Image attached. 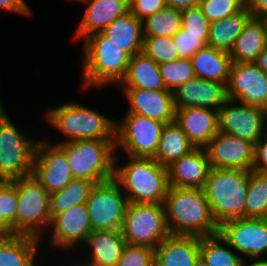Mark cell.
<instances>
[{
  "label": "cell",
  "mask_w": 267,
  "mask_h": 266,
  "mask_svg": "<svg viewBox=\"0 0 267 266\" xmlns=\"http://www.w3.org/2000/svg\"><path fill=\"white\" fill-rule=\"evenodd\" d=\"M163 206L171 234L205 237L219 233L203 189L169 186Z\"/></svg>",
  "instance_id": "obj_1"
},
{
  "label": "cell",
  "mask_w": 267,
  "mask_h": 266,
  "mask_svg": "<svg viewBox=\"0 0 267 266\" xmlns=\"http://www.w3.org/2000/svg\"><path fill=\"white\" fill-rule=\"evenodd\" d=\"M121 167L114 165L113 179L126 190L129 203L163 204L169 188L168 169L154 158L130 157Z\"/></svg>",
  "instance_id": "obj_2"
},
{
  "label": "cell",
  "mask_w": 267,
  "mask_h": 266,
  "mask_svg": "<svg viewBox=\"0 0 267 266\" xmlns=\"http://www.w3.org/2000/svg\"><path fill=\"white\" fill-rule=\"evenodd\" d=\"M249 171L211 168L203 188L213 218L224 222L245 218Z\"/></svg>",
  "instance_id": "obj_3"
},
{
  "label": "cell",
  "mask_w": 267,
  "mask_h": 266,
  "mask_svg": "<svg viewBox=\"0 0 267 266\" xmlns=\"http://www.w3.org/2000/svg\"><path fill=\"white\" fill-rule=\"evenodd\" d=\"M84 40L83 86L89 88L101 87L108 82L120 83L126 75L130 56L103 32L91 34Z\"/></svg>",
  "instance_id": "obj_4"
},
{
  "label": "cell",
  "mask_w": 267,
  "mask_h": 266,
  "mask_svg": "<svg viewBox=\"0 0 267 266\" xmlns=\"http://www.w3.org/2000/svg\"><path fill=\"white\" fill-rule=\"evenodd\" d=\"M66 155L72 175L96 184L114 177L115 140H76L55 143Z\"/></svg>",
  "instance_id": "obj_5"
},
{
  "label": "cell",
  "mask_w": 267,
  "mask_h": 266,
  "mask_svg": "<svg viewBox=\"0 0 267 266\" xmlns=\"http://www.w3.org/2000/svg\"><path fill=\"white\" fill-rule=\"evenodd\" d=\"M47 119L68 139L115 140L116 123L103 114L79 103H68L49 110Z\"/></svg>",
  "instance_id": "obj_6"
},
{
  "label": "cell",
  "mask_w": 267,
  "mask_h": 266,
  "mask_svg": "<svg viewBox=\"0 0 267 266\" xmlns=\"http://www.w3.org/2000/svg\"><path fill=\"white\" fill-rule=\"evenodd\" d=\"M50 195L33 174L17 178L16 235L42 238L51 223Z\"/></svg>",
  "instance_id": "obj_7"
},
{
  "label": "cell",
  "mask_w": 267,
  "mask_h": 266,
  "mask_svg": "<svg viewBox=\"0 0 267 266\" xmlns=\"http://www.w3.org/2000/svg\"><path fill=\"white\" fill-rule=\"evenodd\" d=\"M37 143L19 132L0 102V180L31 175Z\"/></svg>",
  "instance_id": "obj_8"
},
{
  "label": "cell",
  "mask_w": 267,
  "mask_h": 266,
  "mask_svg": "<svg viewBox=\"0 0 267 266\" xmlns=\"http://www.w3.org/2000/svg\"><path fill=\"white\" fill-rule=\"evenodd\" d=\"M121 231L126 243L153 249L171 234L163 204L128 203Z\"/></svg>",
  "instance_id": "obj_9"
},
{
  "label": "cell",
  "mask_w": 267,
  "mask_h": 266,
  "mask_svg": "<svg viewBox=\"0 0 267 266\" xmlns=\"http://www.w3.org/2000/svg\"><path fill=\"white\" fill-rule=\"evenodd\" d=\"M166 123L134 113H127L115 127V146H121L127 156L153 158Z\"/></svg>",
  "instance_id": "obj_10"
},
{
  "label": "cell",
  "mask_w": 267,
  "mask_h": 266,
  "mask_svg": "<svg viewBox=\"0 0 267 266\" xmlns=\"http://www.w3.org/2000/svg\"><path fill=\"white\" fill-rule=\"evenodd\" d=\"M114 180L95 184L86 202L92 230H121L128 199Z\"/></svg>",
  "instance_id": "obj_11"
},
{
  "label": "cell",
  "mask_w": 267,
  "mask_h": 266,
  "mask_svg": "<svg viewBox=\"0 0 267 266\" xmlns=\"http://www.w3.org/2000/svg\"><path fill=\"white\" fill-rule=\"evenodd\" d=\"M227 96L246 107L267 110V74L255 63L232 62Z\"/></svg>",
  "instance_id": "obj_12"
},
{
  "label": "cell",
  "mask_w": 267,
  "mask_h": 266,
  "mask_svg": "<svg viewBox=\"0 0 267 266\" xmlns=\"http://www.w3.org/2000/svg\"><path fill=\"white\" fill-rule=\"evenodd\" d=\"M222 243L256 258L267 252V218L245 217L224 222L219 226Z\"/></svg>",
  "instance_id": "obj_13"
},
{
  "label": "cell",
  "mask_w": 267,
  "mask_h": 266,
  "mask_svg": "<svg viewBox=\"0 0 267 266\" xmlns=\"http://www.w3.org/2000/svg\"><path fill=\"white\" fill-rule=\"evenodd\" d=\"M234 103V100L228 99L218 109L219 132L231 134L255 145L264 134L267 110L246 107L242 103L233 106Z\"/></svg>",
  "instance_id": "obj_14"
},
{
  "label": "cell",
  "mask_w": 267,
  "mask_h": 266,
  "mask_svg": "<svg viewBox=\"0 0 267 266\" xmlns=\"http://www.w3.org/2000/svg\"><path fill=\"white\" fill-rule=\"evenodd\" d=\"M32 174L50 194L74 179L65 153L56 144L41 141L37 143Z\"/></svg>",
  "instance_id": "obj_15"
},
{
  "label": "cell",
  "mask_w": 267,
  "mask_h": 266,
  "mask_svg": "<svg viewBox=\"0 0 267 266\" xmlns=\"http://www.w3.org/2000/svg\"><path fill=\"white\" fill-rule=\"evenodd\" d=\"M205 149L211 168L253 169L255 145L231 134L218 132Z\"/></svg>",
  "instance_id": "obj_16"
},
{
  "label": "cell",
  "mask_w": 267,
  "mask_h": 266,
  "mask_svg": "<svg viewBox=\"0 0 267 266\" xmlns=\"http://www.w3.org/2000/svg\"><path fill=\"white\" fill-rule=\"evenodd\" d=\"M172 94L175 109L200 107L218 111L228 100L226 84L196 77L177 87Z\"/></svg>",
  "instance_id": "obj_17"
},
{
  "label": "cell",
  "mask_w": 267,
  "mask_h": 266,
  "mask_svg": "<svg viewBox=\"0 0 267 266\" xmlns=\"http://www.w3.org/2000/svg\"><path fill=\"white\" fill-rule=\"evenodd\" d=\"M123 89L130 102L127 113L139 114L166 124L175 122V107L171 91Z\"/></svg>",
  "instance_id": "obj_18"
},
{
  "label": "cell",
  "mask_w": 267,
  "mask_h": 266,
  "mask_svg": "<svg viewBox=\"0 0 267 266\" xmlns=\"http://www.w3.org/2000/svg\"><path fill=\"white\" fill-rule=\"evenodd\" d=\"M175 122L194 148H206L219 132L218 111L200 107L175 109Z\"/></svg>",
  "instance_id": "obj_19"
},
{
  "label": "cell",
  "mask_w": 267,
  "mask_h": 266,
  "mask_svg": "<svg viewBox=\"0 0 267 266\" xmlns=\"http://www.w3.org/2000/svg\"><path fill=\"white\" fill-rule=\"evenodd\" d=\"M52 242L55 246L72 248L79 242H85L92 231L86 203L74 205L66 212L51 215Z\"/></svg>",
  "instance_id": "obj_20"
},
{
  "label": "cell",
  "mask_w": 267,
  "mask_h": 266,
  "mask_svg": "<svg viewBox=\"0 0 267 266\" xmlns=\"http://www.w3.org/2000/svg\"><path fill=\"white\" fill-rule=\"evenodd\" d=\"M169 186L203 189L211 170L206 149L195 148L168 167Z\"/></svg>",
  "instance_id": "obj_21"
},
{
  "label": "cell",
  "mask_w": 267,
  "mask_h": 266,
  "mask_svg": "<svg viewBox=\"0 0 267 266\" xmlns=\"http://www.w3.org/2000/svg\"><path fill=\"white\" fill-rule=\"evenodd\" d=\"M88 7L77 28L76 36L85 39L103 30L116 18L129 11V0H80Z\"/></svg>",
  "instance_id": "obj_22"
},
{
  "label": "cell",
  "mask_w": 267,
  "mask_h": 266,
  "mask_svg": "<svg viewBox=\"0 0 267 266\" xmlns=\"http://www.w3.org/2000/svg\"><path fill=\"white\" fill-rule=\"evenodd\" d=\"M199 256V236L170 234L155 249V266H194Z\"/></svg>",
  "instance_id": "obj_23"
},
{
  "label": "cell",
  "mask_w": 267,
  "mask_h": 266,
  "mask_svg": "<svg viewBox=\"0 0 267 266\" xmlns=\"http://www.w3.org/2000/svg\"><path fill=\"white\" fill-rule=\"evenodd\" d=\"M103 33L130 57L142 52L144 42L143 23L130 11L111 22L103 30Z\"/></svg>",
  "instance_id": "obj_24"
},
{
  "label": "cell",
  "mask_w": 267,
  "mask_h": 266,
  "mask_svg": "<svg viewBox=\"0 0 267 266\" xmlns=\"http://www.w3.org/2000/svg\"><path fill=\"white\" fill-rule=\"evenodd\" d=\"M267 46V32L261 18L252 17L235 40L229 52L235 63H255L258 55Z\"/></svg>",
  "instance_id": "obj_25"
},
{
  "label": "cell",
  "mask_w": 267,
  "mask_h": 266,
  "mask_svg": "<svg viewBox=\"0 0 267 266\" xmlns=\"http://www.w3.org/2000/svg\"><path fill=\"white\" fill-rule=\"evenodd\" d=\"M91 246V266H116L126 244L121 230H92L85 243Z\"/></svg>",
  "instance_id": "obj_26"
},
{
  "label": "cell",
  "mask_w": 267,
  "mask_h": 266,
  "mask_svg": "<svg viewBox=\"0 0 267 266\" xmlns=\"http://www.w3.org/2000/svg\"><path fill=\"white\" fill-rule=\"evenodd\" d=\"M191 62L196 78L228 84L232 63L229 52L207 45L191 57Z\"/></svg>",
  "instance_id": "obj_27"
},
{
  "label": "cell",
  "mask_w": 267,
  "mask_h": 266,
  "mask_svg": "<svg viewBox=\"0 0 267 266\" xmlns=\"http://www.w3.org/2000/svg\"><path fill=\"white\" fill-rule=\"evenodd\" d=\"M124 88L167 90L156 64L149 56L140 52L130 57L125 77L121 80Z\"/></svg>",
  "instance_id": "obj_28"
},
{
  "label": "cell",
  "mask_w": 267,
  "mask_h": 266,
  "mask_svg": "<svg viewBox=\"0 0 267 266\" xmlns=\"http://www.w3.org/2000/svg\"><path fill=\"white\" fill-rule=\"evenodd\" d=\"M252 17V13L245 5L237 13L220 21L212 22L208 36V46L230 52L235 40Z\"/></svg>",
  "instance_id": "obj_29"
},
{
  "label": "cell",
  "mask_w": 267,
  "mask_h": 266,
  "mask_svg": "<svg viewBox=\"0 0 267 266\" xmlns=\"http://www.w3.org/2000/svg\"><path fill=\"white\" fill-rule=\"evenodd\" d=\"M193 149L195 148L189 142L185 132L176 122H173L164 126L156 155L153 158L167 168Z\"/></svg>",
  "instance_id": "obj_30"
},
{
  "label": "cell",
  "mask_w": 267,
  "mask_h": 266,
  "mask_svg": "<svg viewBox=\"0 0 267 266\" xmlns=\"http://www.w3.org/2000/svg\"><path fill=\"white\" fill-rule=\"evenodd\" d=\"M39 241L27 235L0 239V266H35Z\"/></svg>",
  "instance_id": "obj_31"
},
{
  "label": "cell",
  "mask_w": 267,
  "mask_h": 266,
  "mask_svg": "<svg viewBox=\"0 0 267 266\" xmlns=\"http://www.w3.org/2000/svg\"><path fill=\"white\" fill-rule=\"evenodd\" d=\"M95 182L74 178L61 191L50 195V214L66 212L74 205L86 203Z\"/></svg>",
  "instance_id": "obj_32"
},
{
  "label": "cell",
  "mask_w": 267,
  "mask_h": 266,
  "mask_svg": "<svg viewBox=\"0 0 267 266\" xmlns=\"http://www.w3.org/2000/svg\"><path fill=\"white\" fill-rule=\"evenodd\" d=\"M245 217L267 218V173L249 171Z\"/></svg>",
  "instance_id": "obj_33"
},
{
  "label": "cell",
  "mask_w": 267,
  "mask_h": 266,
  "mask_svg": "<svg viewBox=\"0 0 267 266\" xmlns=\"http://www.w3.org/2000/svg\"><path fill=\"white\" fill-rule=\"evenodd\" d=\"M180 9L166 6L151 16L146 17L143 23L144 36L173 37L181 29Z\"/></svg>",
  "instance_id": "obj_34"
},
{
  "label": "cell",
  "mask_w": 267,
  "mask_h": 266,
  "mask_svg": "<svg viewBox=\"0 0 267 266\" xmlns=\"http://www.w3.org/2000/svg\"><path fill=\"white\" fill-rule=\"evenodd\" d=\"M222 237L218 234L200 237V256L208 266H244L242 257L221 246Z\"/></svg>",
  "instance_id": "obj_35"
},
{
  "label": "cell",
  "mask_w": 267,
  "mask_h": 266,
  "mask_svg": "<svg viewBox=\"0 0 267 266\" xmlns=\"http://www.w3.org/2000/svg\"><path fill=\"white\" fill-rule=\"evenodd\" d=\"M160 74L167 90L174 91L185 82L195 78L191 59H177L159 65Z\"/></svg>",
  "instance_id": "obj_36"
},
{
  "label": "cell",
  "mask_w": 267,
  "mask_h": 266,
  "mask_svg": "<svg viewBox=\"0 0 267 266\" xmlns=\"http://www.w3.org/2000/svg\"><path fill=\"white\" fill-rule=\"evenodd\" d=\"M142 52L158 65L180 59L171 37L144 36Z\"/></svg>",
  "instance_id": "obj_37"
},
{
  "label": "cell",
  "mask_w": 267,
  "mask_h": 266,
  "mask_svg": "<svg viewBox=\"0 0 267 266\" xmlns=\"http://www.w3.org/2000/svg\"><path fill=\"white\" fill-rule=\"evenodd\" d=\"M17 179L0 180V214L13 227L16 234Z\"/></svg>",
  "instance_id": "obj_38"
},
{
  "label": "cell",
  "mask_w": 267,
  "mask_h": 266,
  "mask_svg": "<svg viewBox=\"0 0 267 266\" xmlns=\"http://www.w3.org/2000/svg\"><path fill=\"white\" fill-rule=\"evenodd\" d=\"M245 5L246 0H202L199 7L212 23L237 13Z\"/></svg>",
  "instance_id": "obj_39"
},
{
  "label": "cell",
  "mask_w": 267,
  "mask_h": 266,
  "mask_svg": "<svg viewBox=\"0 0 267 266\" xmlns=\"http://www.w3.org/2000/svg\"><path fill=\"white\" fill-rule=\"evenodd\" d=\"M116 266H155V249L126 243Z\"/></svg>",
  "instance_id": "obj_40"
},
{
  "label": "cell",
  "mask_w": 267,
  "mask_h": 266,
  "mask_svg": "<svg viewBox=\"0 0 267 266\" xmlns=\"http://www.w3.org/2000/svg\"><path fill=\"white\" fill-rule=\"evenodd\" d=\"M178 50L179 58L191 59L201 48L208 45V36L201 34L185 33L181 28L173 37Z\"/></svg>",
  "instance_id": "obj_41"
},
{
  "label": "cell",
  "mask_w": 267,
  "mask_h": 266,
  "mask_svg": "<svg viewBox=\"0 0 267 266\" xmlns=\"http://www.w3.org/2000/svg\"><path fill=\"white\" fill-rule=\"evenodd\" d=\"M181 22V28L185 29V33L209 36L211 22L205 17L199 6L183 9Z\"/></svg>",
  "instance_id": "obj_42"
},
{
  "label": "cell",
  "mask_w": 267,
  "mask_h": 266,
  "mask_svg": "<svg viewBox=\"0 0 267 266\" xmlns=\"http://www.w3.org/2000/svg\"><path fill=\"white\" fill-rule=\"evenodd\" d=\"M165 7V0H129V11L142 21Z\"/></svg>",
  "instance_id": "obj_43"
},
{
  "label": "cell",
  "mask_w": 267,
  "mask_h": 266,
  "mask_svg": "<svg viewBox=\"0 0 267 266\" xmlns=\"http://www.w3.org/2000/svg\"><path fill=\"white\" fill-rule=\"evenodd\" d=\"M252 170L267 173V136L265 134L255 144V160Z\"/></svg>",
  "instance_id": "obj_44"
},
{
  "label": "cell",
  "mask_w": 267,
  "mask_h": 266,
  "mask_svg": "<svg viewBox=\"0 0 267 266\" xmlns=\"http://www.w3.org/2000/svg\"><path fill=\"white\" fill-rule=\"evenodd\" d=\"M0 8L23 15H30L31 13L25 0H0Z\"/></svg>",
  "instance_id": "obj_45"
},
{
  "label": "cell",
  "mask_w": 267,
  "mask_h": 266,
  "mask_svg": "<svg viewBox=\"0 0 267 266\" xmlns=\"http://www.w3.org/2000/svg\"><path fill=\"white\" fill-rule=\"evenodd\" d=\"M246 6L255 18L267 16V0H246Z\"/></svg>",
  "instance_id": "obj_46"
},
{
  "label": "cell",
  "mask_w": 267,
  "mask_h": 266,
  "mask_svg": "<svg viewBox=\"0 0 267 266\" xmlns=\"http://www.w3.org/2000/svg\"><path fill=\"white\" fill-rule=\"evenodd\" d=\"M202 0H165L166 6L180 10L199 6Z\"/></svg>",
  "instance_id": "obj_47"
},
{
  "label": "cell",
  "mask_w": 267,
  "mask_h": 266,
  "mask_svg": "<svg viewBox=\"0 0 267 266\" xmlns=\"http://www.w3.org/2000/svg\"><path fill=\"white\" fill-rule=\"evenodd\" d=\"M16 236L13 227L0 214V239Z\"/></svg>",
  "instance_id": "obj_48"
},
{
  "label": "cell",
  "mask_w": 267,
  "mask_h": 266,
  "mask_svg": "<svg viewBox=\"0 0 267 266\" xmlns=\"http://www.w3.org/2000/svg\"><path fill=\"white\" fill-rule=\"evenodd\" d=\"M255 64L259 67L260 70L267 74V46L258 55Z\"/></svg>",
  "instance_id": "obj_49"
},
{
  "label": "cell",
  "mask_w": 267,
  "mask_h": 266,
  "mask_svg": "<svg viewBox=\"0 0 267 266\" xmlns=\"http://www.w3.org/2000/svg\"><path fill=\"white\" fill-rule=\"evenodd\" d=\"M244 266H267V259H258L255 260V262L250 263L249 265L245 263Z\"/></svg>",
  "instance_id": "obj_50"
},
{
  "label": "cell",
  "mask_w": 267,
  "mask_h": 266,
  "mask_svg": "<svg viewBox=\"0 0 267 266\" xmlns=\"http://www.w3.org/2000/svg\"><path fill=\"white\" fill-rule=\"evenodd\" d=\"M194 266H208L205 261L199 256L194 264Z\"/></svg>",
  "instance_id": "obj_51"
},
{
  "label": "cell",
  "mask_w": 267,
  "mask_h": 266,
  "mask_svg": "<svg viewBox=\"0 0 267 266\" xmlns=\"http://www.w3.org/2000/svg\"><path fill=\"white\" fill-rule=\"evenodd\" d=\"M262 20L265 23L266 32H267V16L263 17Z\"/></svg>",
  "instance_id": "obj_52"
},
{
  "label": "cell",
  "mask_w": 267,
  "mask_h": 266,
  "mask_svg": "<svg viewBox=\"0 0 267 266\" xmlns=\"http://www.w3.org/2000/svg\"><path fill=\"white\" fill-rule=\"evenodd\" d=\"M75 266H91V265L87 262V264L86 263L85 264L82 263V265H75Z\"/></svg>",
  "instance_id": "obj_53"
},
{
  "label": "cell",
  "mask_w": 267,
  "mask_h": 266,
  "mask_svg": "<svg viewBox=\"0 0 267 266\" xmlns=\"http://www.w3.org/2000/svg\"><path fill=\"white\" fill-rule=\"evenodd\" d=\"M265 121H267V114H266ZM266 128H267V126H266ZM265 135L267 136V129H266V133H265Z\"/></svg>",
  "instance_id": "obj_54"
}]
</instances>
